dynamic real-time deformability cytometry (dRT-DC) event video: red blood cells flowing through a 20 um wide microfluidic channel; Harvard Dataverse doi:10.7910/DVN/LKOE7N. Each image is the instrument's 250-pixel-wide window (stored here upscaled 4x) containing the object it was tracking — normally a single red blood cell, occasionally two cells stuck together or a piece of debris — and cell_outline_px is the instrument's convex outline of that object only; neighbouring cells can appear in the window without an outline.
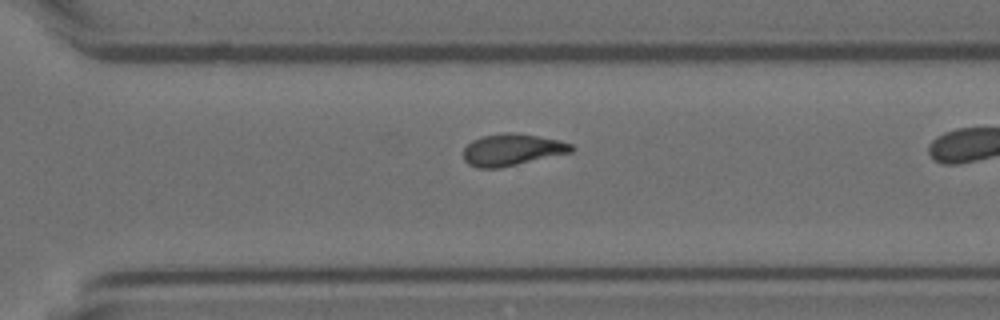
{"species": "Egyptian fruit bat (a non-hibernating species)", "species_latin": "Rousettus aegyptiacus", "temperature_condition": "room temperature", "stored_images_in_passage": 32, "camera_frame_rate_fps": 3000, "um_per_image_px": 0.085, "animal": {"sex": "female"}, "frame": {"image": 1, "passage_image": 28, "time_ms": 9.0, "image_size_px": [1000, 320], "cell_outline_px": [[576, 148], [572, 152], [500, 168], [476, 168], [468, 164], [464, 160], [464, 148], [472, 140], [480, 136], [504, 132], [516, 132], [560, 140], [572, 144]], "centroid_in_image_um": [43.52, 12.72], "position_along_channel_um": 327.1, "area_um2": 20.23}}